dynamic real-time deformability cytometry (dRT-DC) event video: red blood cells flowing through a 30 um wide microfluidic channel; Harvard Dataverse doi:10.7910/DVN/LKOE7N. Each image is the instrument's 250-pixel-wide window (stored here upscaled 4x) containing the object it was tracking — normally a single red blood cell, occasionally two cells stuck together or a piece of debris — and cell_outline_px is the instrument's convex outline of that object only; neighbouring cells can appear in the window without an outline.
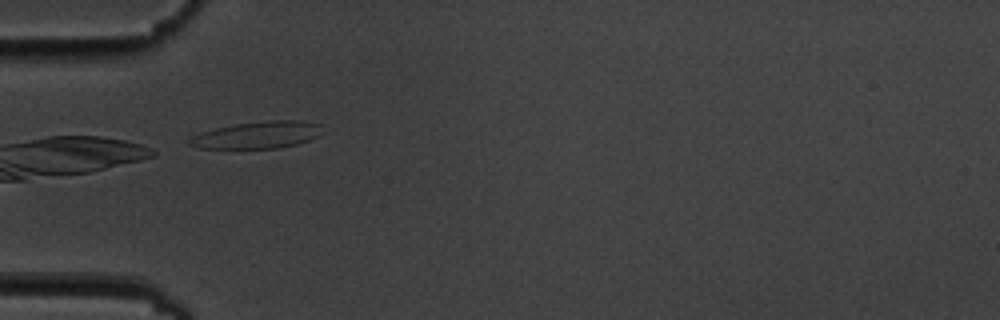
{"species": "common noctule bat (a hibernating species)", "species_latin": "Nyctalus noctula", "temperature_condition": "cold", "stored_images_in_passage": 7, "camera_frame_rate_fps": 3000, "um_per_image_px": 0.085, "animal": {"sex": "male", "body_mass_g": 19.5, "forearm_length_mm": 54.6}, "frame": {"image": 1, "passage_image": 6, "time_ms": 6.0, "image_size_px": [1000, 320], "cell_outline_px": [[320, 136], [296, 144], [276, 148], [200, 148], [188, 144], [188, 136], [200, 132], [216, 128], [236, 124], [268, 120], [300, 120], [320, 124]], "centroid_in_image_um": [21.84, 11.47], "position_along_channel_um": 63.2, "area_um2": 20.87}}